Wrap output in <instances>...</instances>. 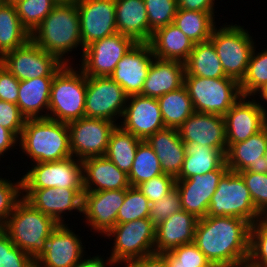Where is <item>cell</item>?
Here are the masks:
<instances>
[{"instance_id":"cell-17","label":"cell","mask_w":267,"mask_h":267,"mask_svg":"<svg viewBox=\"0 0 267 267\" xmlns=\"http://www.w3.org/2000/svg\"><path fill=\"white\" fill-rule=\"evenodd\" d=\"M246 98L242 96L223 116L227 144L245 141L267 126V112L263 105Z\"/></svg>"},{"instance_id":"cell-44","label":"cell","mask_w":267,"mask_h":267,"mask_svg":"<svg viewBox=\"0 0 267 267\" xmlns=\"http://www.w3.org/2000/svg\"><path fill=\"white\" fill-rule=\"evenodd\" d=\"M150 29L167 26L174 21L177 13V0H144Z\"/></svg>"},{"instance_id":"cell-55","label":"cell","mask_w":267,"mask_h":267,"mask_svg":"<svg viewBox=\"0 0 267 267\" xmlns=\"http://www.w3.org/2000/svg\"><path fill=\"white\" fill-rule=\"evenodd\" d=\"M82 259L83 258H81V260L73 267H107L106 266L107 264H110L109 266L116 264L111 258L107 259V261L108 260L109 261L105 263L104 261L106 260H103V258H101L100 256H95L92 258L90 257V259H84V260Z\"/></svg>"},{"instance_id":"cell-3","label":"cell","mask_w":267,"mask_h":267,"mask_svg":"<svg viewBox=\"0 0 267 267\" xmlns=\"http://www.w3.org/2000/svg\"><path fill=\"white\" fill-rule=\"evenodd\" d=\"M19 146L33 162L44 163L72 156L67 123L50 118L27 119L19 137Z\"/></svg>"},{"instance_id":"cell-10","label":"cell","mask_w":267,"mask_h":267,"mask_svg":"<svg viewBox=\"0 0 267 267\" xmlns=\"http://www.w3.org/2000/svg\"><path fill=\"white\" fill-rule=\"evenodd\" d=\"M0 64L19 81L54 77L65 65L32 40L20 48L5 53L0 58Z\"/></svg>"},{"instance_id":"cell-31","label":"cell","mask_w":267,"mask_h":267,"mask_svg":"<svg viewBox=\"0 0 267 267\" xmlns=\"http://www.w3.org/2000/svg\"><path fill=\"white\" fill-rule=\"evenodd\" d=\"M54 77H39L20 81L17 105L26 119L47 118L40 111L49 109L51 84Z\"/></svg>"},{"instance_id":"cell-9","label":"cell","mask_w":267,"mask_h":267,"mask_svg":"<svg viewBox=\"0 0 267 267\" xmlns=\"http://www.w3.org/2000/svg\"><path fill=\"white\" fill-rule=\"evenodd\" d=\"M105 236L115 237L110 258L116 264L155 253L156 226L148 218L116 224Z\"/></svg>"},{"instance_id":"cell-8","label":"cell","mask_w":267,"mask_h":267,"mask_svg":"<svg viewBox=\"0 0 267 267\" xmlns=\"http://www.w3.org/2000/svg\"><path fill=\"white\" fill-rule=\"evenodd\" d=\"M218 54L227 77L239 83L244 78L254 42L247 30L236 25L214 28L209 39Z\"/></svg>"},{"instance_id":"cell-24","label":"cell","mask_w":267,"mask_h":267,"mask_svg":"<svg viewBox=\"0 0 267 267\" xmlns=\"http://www.w3.org/2000/svg\"><path fill=\"white\" fill-rule=\"evenodd\" d=\"M267 147V126L247 140L227 144L226 165L234 172L267 173L264 154Z\"/></svg>"},{"instance_id":"cell-50","label":"cell","mask_w":267,"mask_h":267,"mask_svg":"<svg viewBox=\"0 0 267 267\" xmlns=\"http://www.w3.org/2000/svg\"><path fill=\"white\" fill-rule=\"evenodd\" d=\"M26 120L17 104L0 100V126L12 131L19 138Z\"/></svg>"},{"instance_id":"cell-54","label":"cell","mask_w":267,"mask_h":267,"mask_svg":"<svg viewBox=\"0 0 267 267\" xmlns=\"http://www.w3.org/2000/svg\"><path fill=\"white\" fill-rule=\"evenodd\" d=\"M19 138L7 128L0 126V156L8 149L15 146Z\"/></svg>"},{"instance_id":"cell-47","label":"cell","mask_w":267,"mask_h":267,"mask_svg":"<svg viewBox=\"0 0 267 267\" xmlns=\"http://www.w3.org/2000/svg\"><path fill=\"white\" fill-rule=\"evenodd\" d=\"M21 191H23L22 179L14 184L0 178V228L5 226L15 206L22 199Z\"/></svg>"},{"instance_id":"cell-7","label":"cell","mask_w":267,"mask_h":267,"mask_svg":"<svg viewBox=\"0 0 267 267\" xmlns=\"http://www.w3.org/2000/svg\"><path fill=\"white\" fill-rule=\"evenodd\" d=\"M207 215L241 218L251 225L263 216L255 208L243 177L231 170H228L220 179L211 197Z\"/></svg>"},{"instance_id":"cell-14","label":"cell","mask_w":267,"mask_h":267,"mask_svg":"<svg viewBox=\"0 0 267 267\" xmlns=\"http://www.w3.org/2000/svg\"><path fill=\"white\" fill-rule=\"evenodd\" d=\"M127 98L123 88L112 78L87 77L85 117L115 122L116 117H122Z\"/></svg>"},{"instance_id":"cell-35","label":"cell","mask_w":267,"mask_h":267,"mask_svg":"<svg viewBox=\"0 0 267 267\" xmlns=\"http://www.w3.org/2000/svg\"><path fill=\"white\" fill-rule=\"evenodd\" d=\"M165 127L178 129L195 111L186 87L157 98Z\"/></svg>"},{"instance_id":"cell-6","label":"cell","mask_w":267,"mask_h":267,"mask_svg":"<svg viewBox=\"0 0 267 267\" xmlns=\"http://www.w3.org/2000/svg\"><path fill=\"white\" fill-rule=\"evenodd\" d=\"M184 86L195 112L224 116L242 97L240 83L233 78L184 76Z\"/></svg>"},{"instance_id":"cell-53","label":"cell","mask_w":267,"mask_h":267,"mask_svg":"<svg viewBox=\"0 0 267 267\" xmlns=\"http://www.w3.org/2000/svg\"><path fill=\"white\" fill-rule=\"evenodd\" d=\"M215 0H177L178 9L202 11L214 14Z\"/></svg>"},{"instance_id":"cell-56","label":"cell","mask_w":267,"mask_h":267,"mask_svg":"<svg viewBox=\"0 0 267 267\" xmlns=\"http://www.w3.org/2000/svg\"><path fill=\"white\" fill-rule=\"evenodd\" d=\"M258 92L261 94L260 97L267 102V83Z\"/></svg>"},{"instance_id":"cell-2","label":"cell","mask_w":267,"mask_h":267,"mask_svg":"<svg viewBox=\"0 0 267 267\" xmlns=\"http://www.w3.org/2000/svg\"><path fill=\"white\" fill-rule=\"evenodd\" d=\"M31 40L61 63L69 65L62 56L79 45L84 51L76 3L57 4L32 32Z\"/></svg>"},{"instance_id":"cell-29","label":"cell","mask_w":267,"mask_h":267,"mask_svg":"<svg viewBox=\"0 0 267 267\" xmlns=\"http://www.w3.org/2000/svg\"><path fill=\"white\" fill-rule=\"evenodd\" d=\"M117 32L148 43L153 31L149 27L144 0H115Z\"/></svg>"},{"instance_id":"cell-49","label":"cell","mask_w":267,"mask_h":267,"mask_svg":"<svg viewBox=\"0 0 267 267\" xmlns=\"http://www.w3.org/2000/svg\"><path fill=\"white\" fill-rule=\"evenodd\" d=\"M176 179L171 175L161 174L157 177L147 180L137 187L145 195L150 203L156 202L166 196L175 188Z\"/></svg>"},{"instance_id":"cell-58","label":"cell","mask_w":267,"mask_h":267,"mask_svg":"<svg viewBox=\"0 0 267 267\" xmlns=\"http://www.w3.org/2000/svg\"><path fill=\"white\" fill-rule=\"evenodd\" d=\"M20 1L22 0H2L4 4H8V5H16Z\"/></svg>"},{"instance_id":"cell-27","label":"cell","mask_w":267,"mask_h":267,"mask_svg":"<svg viewBox=\"0 0 267 267\" xmlns=\"http://www.w3.org/2000/svg\"><path fill=\"white\" fill-rule=\"evenodd\" d=\"M185 63L154 58L141 95L159 98L184 85Z\"/></svg>"},{"instance_id":"cell-16","label":"cell","mask_w":267,"mask_h":267,"mask_svg":"<svg viewBox=\"0 0 267 267\" xmlns=\"http://www.w3.org/2000/svg\"><path fill=\"white\" fill-rule=\"evenodd\" d=\"M229 170L226 163L219 169L196 174L188 179H176L182 210L201 219L207 216L211 197L217 189L222 176Z\"/></svg>"},{"instance_id":"cell-42","label":"cell","mask_w":267,"mask_h":267,"mask_svg":"<svg viewBox=\"0 0 267 267\" xmlns=\"http://www.w3.org/2000/svg\"><path fill=\"white\" fill-rule=\"evenodd\" d=\"M246 267H267V215L251 225Z\"/></svg>"},{"instance_id":"cell-38","label":"cell","mask_w":267,"mask_h":267,"mask_svg":"<svg viewBox=\"0 0 267 267\" xmlns=\"http://www.w3.org/2000/svg\"><path fill=\"white\" fill-rule=\"evenodd\" d=\"M161 174H163V171L157 155L146 140H142L137 147L133 165L128 174L130 185L137 187Z\"/></svg>"},{"instance_id":"cell-33","label":"cell","mask_w":267,"mask_h":267,"mask_svg":"<svg viewBox=\"0 0 267 267\" xmlns=\"http://www.w3.org/2000/svg\"><path fill=\"white\" fill-rule=\"evenodd\" d=\"M184 76H198L204 78L227 77L213 43L209 40L194 45L185 62Z\"/></svg>"},{"instance_id":"cell-22","label":"cell","mask_w":267,"mask_h":267,"mask_svg":"<svg viewBox=\"0 0 267 267\" xmlns=\"http://www.w3.org/2000/svg\"><path fill=\"white\" fill-rule=\"evenodd\" d=\"M177 130L185 144L205 145L227 151L223 116L194 112Z\"/></svg>"},{"instance_id":"cell-12","label":"cell","mask_w":267,"mask_h":267,"mask_svg":"<svg viewBox=\"0 0 267 267\" xmlns=\"http://www.w3.org/2000/svg\"><path fill=\"white\" fill-rule=\"evenodd\" d=\"M72 156L78 160L105 156L109 138L117 126L107 119L83 117L67 123ZM74 154V155H73Z\"/></svg>"},{"instance_id":"cell-19","label":"cell","mask_w":267,"mask_h":267,"mask_svg":"<svg viewBox=\"0 0 267 267\" xmlns=\"http://www.w3.org/2000/svg\"><path fill=\"white\" fill-rule=\"evenodd\" d=\"M154 58L149 43H136L117 63L110 78L118 83L128 96L140 94Z\"/></svg>"},{"instance_id":"cell-4","label":"cell","mask_w":267,"mask_h":267,"mask_svg":"<svg viewBox=\"0 0 267 267\" xmlns=\"http://www.w3.org/2000/svg\"><path fill=\"white\" fill-rule=\"evenodd\" d=\"M59 224L34 208L23 197L2 228L15 246L36 261L46 250L47 239Z\"/></svg>"},{"instance_id":"cell-48","label":"cell","mask_w":267,"mask_h":267,"mask_svg":"<svg viewBox=\"0 0 267 267\" xmlns=\"http://www.w3.org/2000/svg\"><path fill=\"white\" fill-rule=\"evenodd\" d=\"M181 209L182 206L179 191L175 187L166 196L151 203L148 219L157 226Z\"/></svg>"},{"instance_id":"cell-43","label":"cell","mask_w":267,"mask_h":267,"mask_svg":"<svg viewBox=\"0 0 267 267\" xmlns=\"http://www.w3.org/2000/svg\"><path fill=\"white\" fill-rule=\"evenodd\" d=\"M161 255L165 258L168 267H203L210 263L194 243L178 246Z\"/></svg>"},{"instance_id":"cell-5","label":"cell","mask_w":267,"mask_h":267,"mask_svg":"<svg viewBox=\"0 0 267 267\" xmlns=\"http://www.w3.org/2000/svg\"><path fill=\"white\" fill-rule=\"evenodd\" d=\"M65 64L54 76L51 84L48 118L60 122L85 117L87 77ZM79 72V73H78Z\"/></svg>"},{"instance_id":"cell-13","label":"cell","mask_w":267,"mask_h":267,"mask_svg":"<svg viewBox=\"0 0 267 267\" xmlns=\"http://www.w3.org/2000/svg\"><path fill=\"white\" fill-rule=\"evenodd\" d=\"M21 179L22 189L84 188L82 161L73 156L60 161L36 163Z\"/></svg>"},{"instance_id":"cell-39","label":"cell","mask_w":267,"mask_h":267,"mask_svg":"<svg viewBox=\"0 0 267 267\" xmlns=\"http://www.w3.org/2000/svg\"><path fill=\"white\" fill-rule=\"evenodd\" d=\"M255 52L253 49L247 71L240 82L242 96L257 95L258 91L267 83V49ZM256 53V54H255Z\"/></svg>"},{"instance_id":"cell-28","label":"cell","mask_w":267,"mask_h":267,"mask_svg":"<svg viewBox=\"0 0 267 267\" xmlns=\"http://www.w3.org/2000/svg\"><path fill=\"white\" fill-rule=\"evenodd\" d=\"M146 142L157 155L163 173L176 179L186 156L185 143L181 140L178 130L165 127L150 135Z\"/></svg>"},{"instance_id":"cell-15","label":"cell","mask_w":267,"mask_h":267,"mask_svg":"<svg viewBox=\"0 0 267 267\" xmlns=\"http://www.w3.org/2000/svg\"><path fill=\"white\" fill-rule=\"evenodd\" d=\"M84 48L117 33L115 0H77Z\"/></svg>"},{"instance_id":"cell-45","label":"cell","mask_w":267,"mask_h":267,"mask_svg":"<svg viewBox=\"0 0 267 267\" xmlns=\"http://www.w3.org/2000/svg\"><path fill=\"white\" fill-rule=\"evenodd\" d=\"M0 267H35V261L14 245L8 234L0 228Z\"/></svg>"},{"instance_id":"cell-25","label":"cell","mask_w":267,"mask_h":267,"mask_svg":"<svg viewBox=\"0 0 267 267\" xmlns=\"http://www.w3.org/2000/svg\"><path fill=\"white\" fill-rule=\"evenodd\" d=\"M82 165L84 191L122 190L131 186L128 174L106 156L84 159Z\"/></svg>"},{"instance_id":"cell-46","label":"cell","mask_w":267,"mask_h":267,"mask_svg":"<svg viewBox=\"0 0 267 267\" xmlns=\"http://www.w3.org/2000/svg\"><path fill=\"white\" fill-rule=\"evenodd\" d=\"M238 173L245 181L255 208L262 215H267V173L251 171H241Z\"/></svg>"},{"instance_id":"cell-59","label":"cell","mask_w":267,"mask_h":267,"mask_svg":"<svg viewBox=\"0 0 267 267\" xmlns=\"http://www.w3.org/2000/svg\"><path fill=\"white\" fill-rule=\"evenodd\" d=\"M203 267H225V266L210 262L207 266H203Z\"/></svg>"},{"instance_id":"cell-30","label":"cell","mask_w":267,"mask_h":267,"mask_svg":"<svg viewBox=\"0 0 267 267\" xmlns=\"http://www.w3.org/2000/svg\"><path fill=\"white\" fill-rule=\"evenodd\" d=\"M157 59L185 63L195 43L189 39L175 24L155 30L148 42Z\"/></svg>"},{"instance_id":"cell-1","label":"cell","mask_w":267,"mask_h":267,"mask_svg":"<svg viewBox=\"0 0 267 267\" xmlns=\"http://www.w3.org/2000/svg\"><path fill=\"white\" fill-rule=\"evenodd\" d=\"M251 224L231 216L198 219L194 244L213 263L225 267H246L250 250Z\"/></svg>"},{"instance_id":"cell-23","label":"cell","mask_w":267,"mask_h":267,"mask_svg":"<svg viewBox=\"0 0 267 267\" xmlns=\"http://www.w3.org/2000/svg\"><path fill=\"white\" fill-rule=\"evenodd\" d=\"M66 224H59L47 239L35 267H73L83 258L81 239Z\"/></svg>"},{"instance_id":"cell-20","label":"cell","mask_w":267,"mask_h":267,"mask_svg":"<svg viewBox=\"0 0 267 267\" xmlns=\"http://www.w3.org/2000/svg\"><path fill=\"white\" fill-rule=\"evenodd\" d=\"M23 198L43 214L63 224L62 213L77 209L82 212L84 188L49 187L44 189H22Z\"/></svg>"},{"instance_id":"cell-51","label":"cell","mask_w":267,"mask_h":267,"mask_svg":"<svg viewBox=\"0 0 267 267\" xmlns=\"http://www.w3.org/2000/svg\"><path fill=\"white\" fill-rule=\"evenodd\" d=\"M20 81L0 64V100L17 104Z\"/></svg>"},{"instance_id":"cell-32","label":"cell","mask_w":267,"mask_h":267,"mask_svg":"<svg viewBox=\"0 0 267 267\" xmlns=\"http://www.w3.org/2000/svg\"><path fill=\"white\" fill-rule=\"evenodd\" d=\"M184 147L186 156L176 179H188L196 174H206L221 168L226 163V151L196 144H184Z\"/></svg>"},{"instance_id":"cell-52","label":"cell","mask_w":267,"mask_h":267,"mask_svg":"<svg viewBox=\"0 0 267 267\" xmlns=\"http://www.w3.org/2000/svg\"><path fill=\"white\" fill-rule=\"evenodd\" d=\"M125 267H168V265L161 254L153 253L125 262Z\"/></svg>"},{"instance_id":"cell-21","label":"cell","mask_w":267,"mask_h":267,"mask_svg":"<svg viewBox=\"0 0 267 267\" xmlns=\"http://www.w3.org/2000/svg\"><path fill=\"white\" fill-rule=\"evenodd\" d=\"M124 197L125 189L84 191L82 213L87 224L95 231L106 235L116 225V218Z\"/></svg>"},{"instance_id":"cell-60","label":"cell","mask_w":267,"mask_h":267,"mask_svg":"<svg viewBox=\"0 0 267 267\" xmlns=\"http://www.w3.org/2000/svg\"><path fill=\"white\" fill-rule=\"evenodd\" d=\"M264 157H265V160H266V162H267V147H266V150H265Z\"/></svg>"},{"instance_id":"cell-36","label":"cell","mask_w":267,"mask_h":267,"mask_svg":"<svg viewBox=\"0 0 267 267\" xmlns=\"http://www.w3.org/2000/svg\"><path fill=\"white\" fill-rule=\"evenodd\" d=\"M142 140L117 125L112 131L105 156L120 170L129 174L137 147Z\"/></svg>"},{"instance_id":"cell-26","label":"cell","mask_w":267,"mask_h":267,"mask_svg":"<svg viewBox=\"0 0 267 267\" xmlns=\"http://www.w3.org/2000/svg\"><path fill=\"white\" fill-rule=\"evenodd\" d=\"M198 218L180 210L156 226L155 253L171 251L178 246L194 242Z\"/></svg>"},{"instance_id":"cell-11","label":"cell","mask_w":267,"mask_h":267,"mask_svg":"<svg viewBox=\"0 0 267 267\" xmlns=\"http://www.w3.org/2000/svg\"><path fill=\"white\" fill-rule=\"evenodd\" d=\"M137 42L115 33L84 48L81 70L86 77H110L117 63Z\"/></svg>"},{"instance_id":"cell-57","label":"cell","mask_w":267,"mask_h":267,"mask_svg":"<svg viewBox=\"0 0 267 267\" xmlns=\"http://www.w3.org/2000/svg\"><path fill=\"white\" fill-rule=\"evenodd\" d=\"M57 4L75 3L77 0H54Z\"/></svg>"},{"instance_id":"cell-40","label":"cell","mask_w":267,"mask_h":267,"mask_svg":"<svg viewBox=\"0 0 267 267\" xmlns=\"http://www.w3.org/2000/svg\"><path fill=\"white\" fill-rule=\"evenodd\" d=\"M150 205V201L142 194L138 187H128L125 189L124 202L119 209L116 224L148 218Z\"/></svg>"},{"instance_id":"cell-41","label":"cell","mask_w":267,"mask_h":267,"mask_svg":"<svg viewBox=\"0 0 267 267\" xmlns=\"http://www.w3.org/2000/svg\"><path fill=\"white\" fill-rule=\"evenodd\" d=\"M56 5L54 0H22L14 6L20 22L32 34Z\"/></svg>"},{"instance_id":"cell-34","label":"cell","mask_w":267,"mask_h":267,"mask_svg":"<svg viewBox=\"0 0 267 267\" xmlns=\"http://www.w3.org/2000/svg\"><path fill=\"white\" fill-rule=\"evenodd\" d=\"M30 40L31 34L20 22L15 6L3 3L0 6V58Z\"/></svg>"},{"instance_id":"cell-18","label":"cell","mask_w":267,"mask_h":267,"mask_svg":"<svg viewBox=\"0 0 267 267\" xmlns=\"http://www.w3.org/2000/svg\"><path fill=\"white\" fill-rule=\"evenodd\" d=\"M127 101L129 104L125 106L122 115V129L146 140L150 135L165 128L157 98L137 94L128 96Z\"/></svg>"},{"instance_id":"cell-37","label":"cell","mask_w":267,"mask_h":267,"mask_svg":"<svg viewBox=\"0 0 267 267\" xmlns=\"http://www.w3.org/2000/svg\"><path fill=\"white\" fill-rule=\"evenodd\" d=\"M214 16L208 12L178 9L173 24L197 44L209 41L215 28Z\"/></svg>"}]
</instances>
